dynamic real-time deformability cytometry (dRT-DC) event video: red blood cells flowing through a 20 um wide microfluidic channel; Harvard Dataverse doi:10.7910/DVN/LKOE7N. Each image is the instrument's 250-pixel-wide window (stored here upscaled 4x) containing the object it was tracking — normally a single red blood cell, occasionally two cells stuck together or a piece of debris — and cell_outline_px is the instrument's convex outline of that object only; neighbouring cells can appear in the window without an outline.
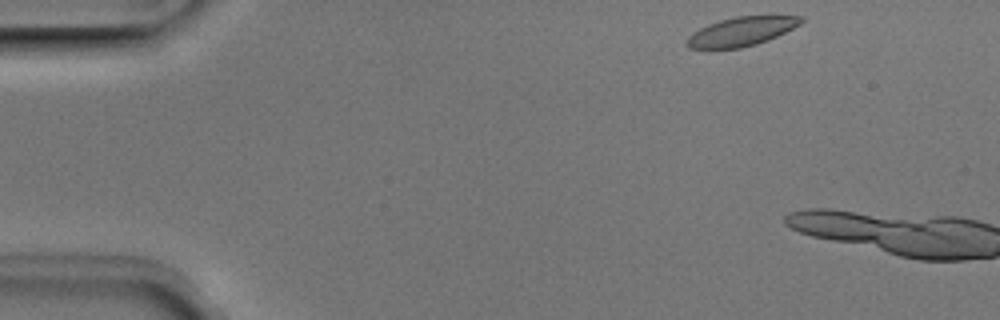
{"species": "Egyptian fruit bat (a non-hibernating species)", "species_latin": "Rousettus aegyptiacus", "temperature_condition": "room temperature", "stored_images_in_passage": 4, "camera_frame_rate_fps": 3000, "um_per_image_px": 0.085, "animal": {"sex": "male"}, "frame": {"image": 1, "passage_image": 1, "time_ms": 0.0, "image_size_px": [1000, 320], "cell_outline_px": [[804, 20], [800, 24], [768, 40], [756, 44], [740, 48], [708, 52], [688, 48], [684, 44], [688, 36], [692, 32], [708, 24], [720, 20], [736, 16], [804, 16]], "centroid_in_image_um": [62.89, 2.73], "position_along_channel_um": 22.1, "area_um2": 19.88}}